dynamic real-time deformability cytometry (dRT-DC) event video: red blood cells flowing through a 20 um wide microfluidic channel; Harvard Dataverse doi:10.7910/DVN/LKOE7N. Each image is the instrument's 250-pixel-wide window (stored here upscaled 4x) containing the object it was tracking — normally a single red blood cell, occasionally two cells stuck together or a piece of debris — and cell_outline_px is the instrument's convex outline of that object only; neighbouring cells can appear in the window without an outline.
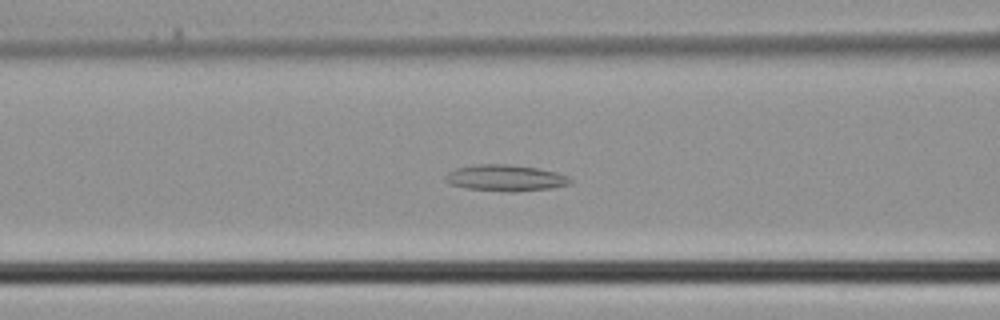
{"species": "common noctule bat (a hibernating species)", "species_latin": "Nyctalus noctula", "temperature_condition": "cold", "stored_images_in_passage": 27, "camera_frame_rate_fps": 3000, "um_per_image_px": 0.085, "animal": {"sex": "male", "body_mass_g": 21.5, "forearm_length_mm": 52.0}, "frame": {"image": 1, "passage_image": 4, "time_ms": 1.0, "image_size_px": [1000, 320], "cell_outline_px": [[572, 180], [568, 184], [552, 188], [512, 192], [504, 192], [464, 188], [448, 184], [444, 180], [444, 176], [448, 172], [456, 168], [476, 164], [508, 164], [536, 168], [556, 172], [568, 176]], "centroid_in_image_um": [42.9, 15.13], "position_along_channel_um": 123.7, "area_um2": 19.31}}
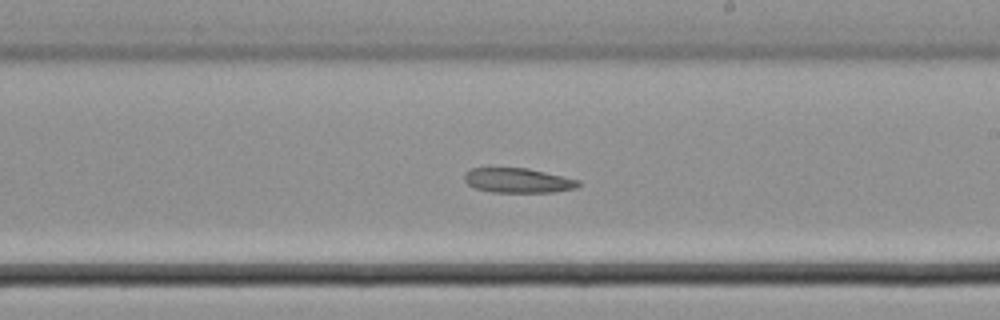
{"frame": {"image": 2, "passage_image": 11, "time_ms": 3.333, "image_size_px": [1000, 320], "cell_outline_px": [[580, 184], [576, 188], [552, 192], [492, 192], [476, 188], [468, 184], [464, 180], [464, 172], [472, 168], [528, 168], [564, 176], [580, 180]], "centroid_in_image_um": [44.03, 15.33], "position_along_channel_um": 245.0, "area_um2": 16.42}}
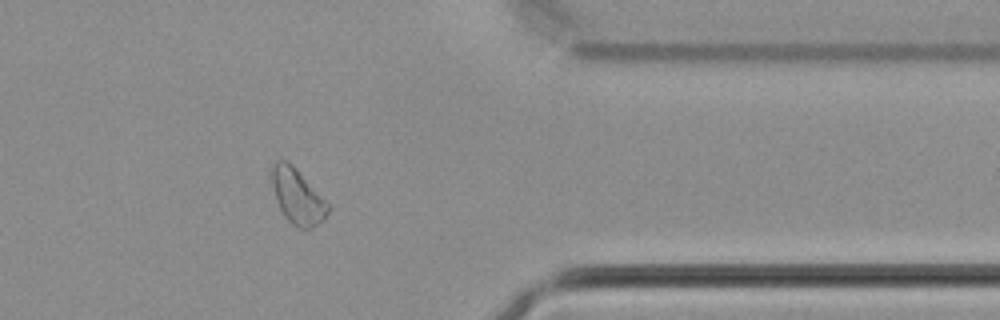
{"frame": {"image": 3, "passage_image": 20, "time_ms": 6.333, "image_size_px": [1000, 320], "cell_outline_px": [[328, 212], [324, 220], [312, 228], [296, 228], [284, 216], [276, 200], [272, 184], [272, 168], [276, 160], [284, 160], [292, 164], [328, 204]], "centroid_in_image_um": [25.27, 16.72], "position_along_channel_um": 386.1, "area_um2": 17.63}}